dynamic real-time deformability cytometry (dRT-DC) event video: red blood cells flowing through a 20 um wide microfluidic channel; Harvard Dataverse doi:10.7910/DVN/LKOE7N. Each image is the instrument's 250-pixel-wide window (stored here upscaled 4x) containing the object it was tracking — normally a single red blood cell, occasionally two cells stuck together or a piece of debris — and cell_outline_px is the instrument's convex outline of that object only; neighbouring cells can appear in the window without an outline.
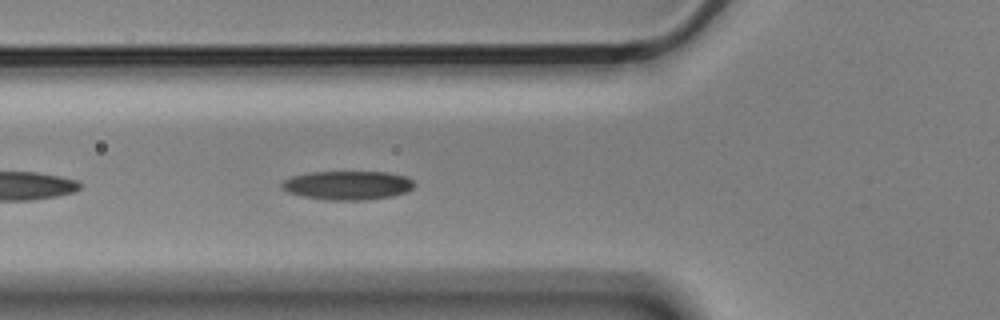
{"species": "Egyptian fruit bat (a non-hibernating species)", "species_latin": "Rousettus aegyptiacus", "temperature_condition": "cold", "stored_images_in_passage": 14, "camera_frame_rate_fps": 3000, "um_per_image_px": 0.085, "animal": {"sex": "male"}, "frame": {"image": 1, "passage_image": 7, "time_ms": 2.0, "image_size_px": [1000, 320], "cell_outline_px": [[416, 184], [408, 192], [392, 196], [364, 200], [328, 200], [304, 196], [288, 192], [280, 188], [280, 184], [284, 180], [292, 176], [308, 172], [388, 172], [408, 176]], "centroid_in_image_um": [29.57, 15.74], "position_along_channel_um": 96.2, "area_um2": 22.48}}